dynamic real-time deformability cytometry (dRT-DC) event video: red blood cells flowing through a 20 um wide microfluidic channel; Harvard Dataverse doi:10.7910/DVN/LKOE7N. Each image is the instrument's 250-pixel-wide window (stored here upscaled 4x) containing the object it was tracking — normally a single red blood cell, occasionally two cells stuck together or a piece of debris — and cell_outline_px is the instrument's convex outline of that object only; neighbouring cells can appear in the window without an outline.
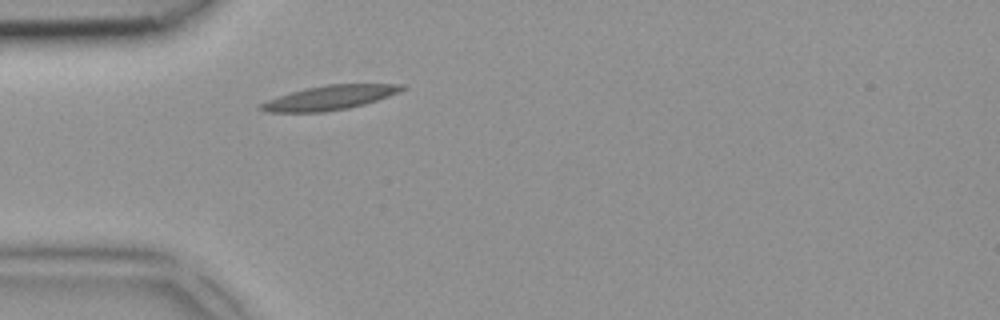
{"species": "common noctule bat (a hibernating species)", "species_latin": "Nyctalus noctula", "temperature_condition": "room temperature", "stored_images_in_passage": 1, "camera_frame_rate_fps": 3000, "um_per_image_px": 0.085, "animal": {"sex": "female", "body_mass_g": 18.4}, "frame": {"image": 1, "passage_image": 1, "time_ms": 0.0, "image_size_px": [1000, 320], "cell_outline_px": [[408, 88], [388, 96], [364, 104], [348, 108], [324, 112], [264, 112], [256, 108], [260, 104], [268, 100], [292, 92], [308, 88], [328, 84], [404, 84]], "centroid_in_image_um": [28.02, 8.31], "position_along_channel_um": 57.0, "area_um2": 19.83}}